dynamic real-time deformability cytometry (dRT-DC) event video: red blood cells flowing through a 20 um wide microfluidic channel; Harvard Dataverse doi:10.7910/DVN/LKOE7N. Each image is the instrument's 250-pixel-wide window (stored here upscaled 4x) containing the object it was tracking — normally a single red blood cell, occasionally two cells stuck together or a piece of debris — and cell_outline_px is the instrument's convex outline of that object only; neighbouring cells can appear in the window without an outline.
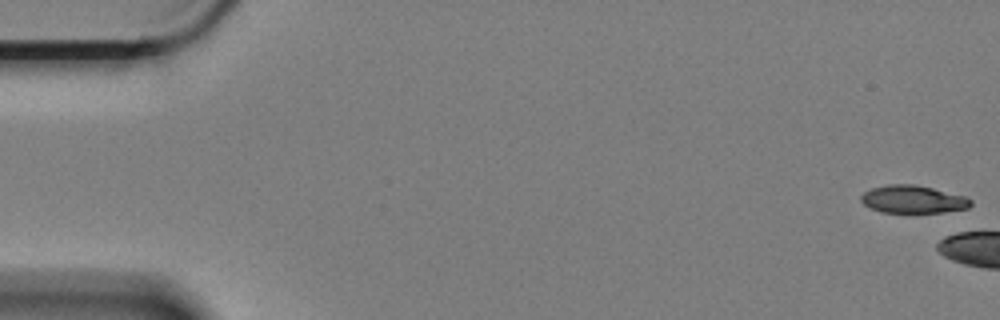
{"species": "Egyptian fruit bat (a non-hibernating species)", "species_latin": "Rousettus aegyptiacus", "temperature_condition": "cold", "stored_images_in_passage": 10, "camera_frame_rate_fps": 3000, "um_per_image_px": 0.085, "animal": {"sex": "female"}, "frame": {"image": 1, "passage_image": 1, "time_ms": 0.0, "image_size_px": [1000, 320], "cell_outline_px": [[972, 204], [968, 208], [944, 212], [880, 212], [864, 204], [860, 200], [860, 196], [864, 192], [872, 188], [888, 184], [912, 184], [932, 188], [964, 196], [972, 200]], "centroid_in_image_um": [77.59, 16.94], "position_along_channel_um": 7.4, "area_um2": 17.57}}